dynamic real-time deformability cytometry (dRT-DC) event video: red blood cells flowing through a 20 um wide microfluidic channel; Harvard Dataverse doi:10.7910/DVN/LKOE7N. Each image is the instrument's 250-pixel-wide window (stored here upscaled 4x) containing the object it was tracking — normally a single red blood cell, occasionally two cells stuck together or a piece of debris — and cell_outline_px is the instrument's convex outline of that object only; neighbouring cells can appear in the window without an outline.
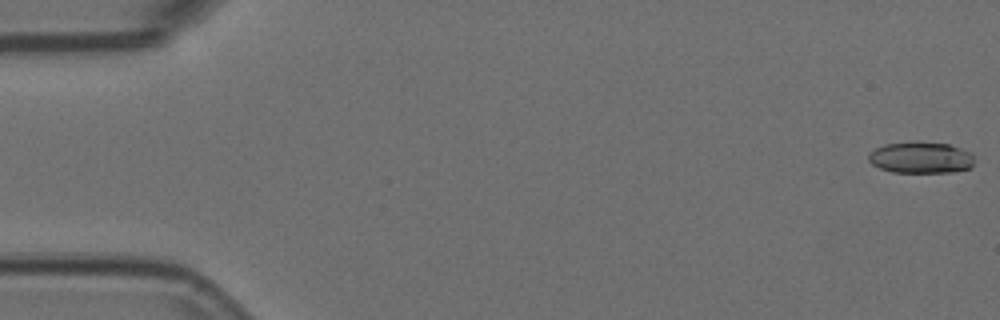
{"species": "Egyptian fruit bat (a non-hibernating species)", "species_latin": "Rousettus aegyptiacus", "temperature_condition": "room temperature", "stored_images_in_passage": 55, "camera_frame_rate_fps": 3000, "um_per_image_px": 0.085, "animal": {"sex": "female"}, "frame": {"image": 1, "passage_image": 1, "time_ms": 0.0, "image_size_px": [1000, 320], "cell_outline_px": [[976, 156], [972, 168], [952, 172], [892, 172], [880, 168], [872, 164], [868, 160], [868, 152], [884, 144], [916, 140], [948, 144], [960, 148]], "centroid_in_image_um": [78.27, 13.38], "position_along_channel_um": 6.7, "area_um2": 19.83}}
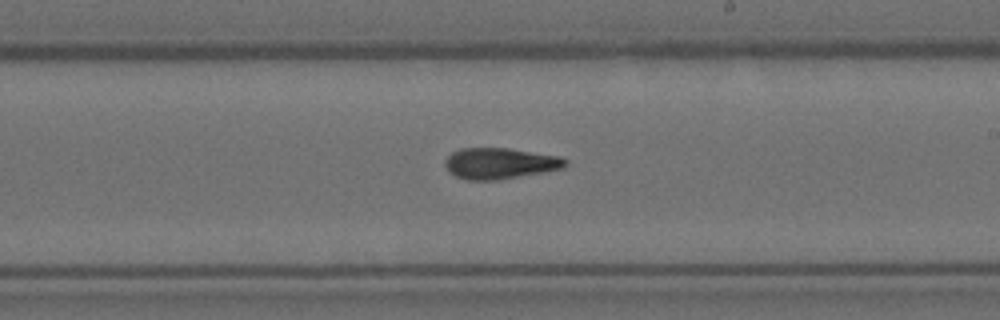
{"frame": {"image": 2, "passage_image": 32, "time_ms": 10.333, "image_size_px": [1000, 320], "cell_outline_px": [[568, 164], [564, 168], [544, 172], [496, 180], [468, 180], [456, 176], [448, 172], [444, 164], [444, 160], [452, 152], [460, 148], [508, 148], [560, 156], [568, 160]], "centroid_in_image_um": [42.49, 13.88], "position_along_channel_um": 246.5, "area_um2": 21.91}}
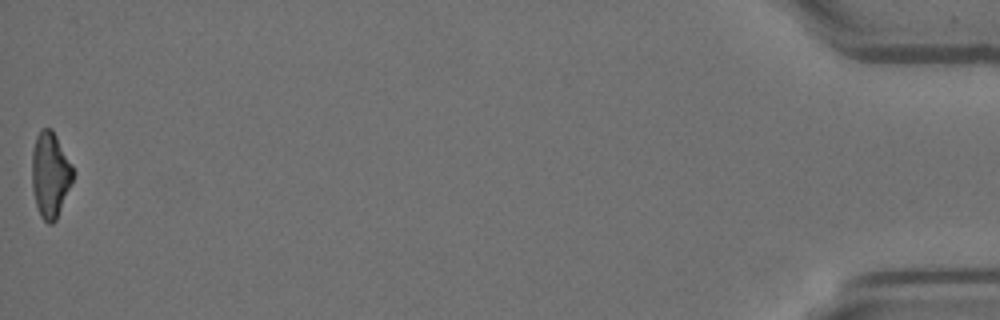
{"frame": {"image": 3, "passage_image": 55, "time_ms": 18.0, "image_size_px": [1000, 320], "cell_outline_px": [[72, 180], [56, 220], [52, 224], [48, 224], [40, 216], [36, 204], [32, 188], [32, 152], [36, 136], [40, 128], [52, 128], [72, 164]], "centroid_in_image_um": [4.25, 14.83], "position_along_channel_um": 431.0, "area_um2": 20.29}, "authors_computed_cell_mechanics": {"area_um2": 20.8658, "velocity_mm_per_s": 3.722, "shape_relaxation_time_tau1_ms": null, "shape_relaxation_time_tau2_ms": 4.0599, "deformation_change_tau1": null, "deformation_change_tau2": 0.1285}}